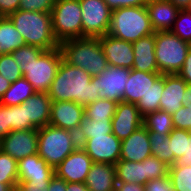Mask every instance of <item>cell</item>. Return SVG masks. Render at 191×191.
<instances>
[{
  "mask_svg": "<svg viewBox=\"0 0 191 191\" xmlns=\"http://www.w3.org/2000/svg\"><path fill=\"white\" fill-rule=\"evenodd\" d=\"M47 93L52 101H73L83 106L99 99L96 77L63 59Z\"/></svg>",
  "mask_w": 191,
  "mask_h": 191,
  "instance_id": "cell-1",
  "label": "cell"
},
{
  "mask_svg": "<svg viewBox=\"0 0 191 191\" xmlns=\"http://www.w3.org/2000/svg\"><path fill=\"white\" fill-rule=\"evenodd\" d=\"M59 48L66 63L80 67L92 77L99 75L108 67L99 37L64 40L59 43Z\"/></svg>",
  "mask_w": 191,
  "mask_h": 191,
  "instance_id": "cell-2",
  "label": "cell"
},
{
  "mask_svg": "<svg viewBox=\"0 0 191 191\" xmlns=\"http://www.w3.org/2000/svg\"><path fill=\"white\" fill-rule=\"evenodd\" d=\"M15 28L23 36L26 45L44 50L59 48L52 32L51 12L17 10L8 16Z\"/></svg>",
  "mask_w": 191,
  "mask_h": 191,
  "instance_id": "cell-3",
  "label": "cell"
},
{
  "mask_svg": "<svg viewBox=\"0 0 191 191\" xmlns=\"http://www.w3.org/2000/svg\"><path fill=\"white\" fill-rule=\"evenodd\" d=\"M154 33L146 6L122 7L112 11L107 33L110 36L133 43Z\"/></svg>",
  "mask_w": 191,
  "mask_h": 191,
  "instance_id": "cell-4",
  "label": "cell"
},
{
  "mask_svg": "<svg viewBox=\"0 0 191 191\" xmlns=\"http://www.w3.org/2000/svg\"><path fill=\"white\" fill-rule=\"evenodd\" d=\"M79 146L76 132L51 125L38 129L37 154L53 168Z\"/></svg>",
  "mask_w": 191,
  "mask_h": 191,
  "instance_id": "cell-5",
  "label": "cell"
},
{
  "mask_svg": "<svg viewBox=\"0 0 191 191\" xmlns=\"http://www.w3.org/2000/svg\"><path fill=\"white\" fill-rule=\"evenodd\" d=\"M191 44L171 31L155 32V56L159 73L178 74L184 65Z\"/></svg>",
  "mask_w": 191,
  "mask_h": 191,
  "instance_id": "cell-6",
  "label": "cell"
},
{
  "mask_svg": "<svg viewBox=\"0 0 191 191\" xmlns=\"http://www.w3.org/2000/svg\"><path fill=\"white\" fill-rule=\"evenodd\" d=\"M52 32L58 43L83 37L79 0H57L51 10Z\"/></svg>",
  "mask_w": 191,
  "mask_h": 191,
  "instance_id": "cell-7",
  "label": "cell"
},
{
  "mask_svg": "<svg viewBox=\"0 0 191 191\" xmlns=\"http://www.w3.org/2000/svg\"><path fill=\"white\" fill-rule=\"evenodd\" d=\"M60 48L45 50L22 73L35 92H48L62 61Z\"/></svg>",
  "mask_w": 191,
  "mask_h": 191,
  "instance_id": "cell-8",
  "label": "cell"
},
{
  "mask_svg": "<svg viewBox=\"0 0 191 191\" xmlns=\"http://www.w3.org/2000/svg\"><path fill=\"white\" fill-rule=\"evenodd\" d=\"M83 37H101L108 33L112 10L104 0H79Z\"/></svg>",
  "mask_w": 191,
  "mask_h": 191,
  "instance_id": "cell-9",
  "label": "cell"
},
{
  "mask_svg": "<svg viewBox=\"0 0 191 191\" xmlns=\"http://www.w3.org/2000/svg\"><path fill=\"white\" fill-rule=\"evenodd\" d=\"M38 129L10 131L0 140V150L17 162L37 154Z\"/></svg>",
  "mask_w": 191,
  "mask_h": 191,
  "instance_id": "cell-10",
  "label": "cell"
},
{
  "mask_svg": "<svg viewBox=\"0 0 191 191\" xmlns=\"http://www.w3.org/2000/svg\"><path fill=\"white\" fill-rule=\"evenodd\" d=\"M93 162L116 164L120 160L121 140L113 133L90 136L81 145Z\"/></svg>",
  "mask_w": 191,
  "mask_h": 191,
  "instance_id": "cell-11",
  "label": "cell"
},
{
  "mask_svg": "<svg viewBox=\"0 0 191 191\" xmlns=\"http://www.w3.org/2000/svg\"><path fill=\"white\" fill-rule=\"evenodd\" d=\"M130 74V69L108 66L96 77L99 99H109L119 103L123 101L125 83Z\"/></svg>",
  "mask_w": 191,
  "mask_h": 191,
  "instance_id": "cell-12",
  "label": "cell"
},
{
  "mask_svg": "<svg viewBox=\"0 0 191 191\" xmlns=\"http://www.w3.org/2000/svg\"><path fill=\"white\" fill-rule=\"evenodd\" d=\"M92 163L90 156L79 146L54 168V173L68 183H84Z\"/></svg>",
  "mask_w": 191,
  "mask_h": 191,
  "instance_id": "cell-13",
  "label": "cell"
},
{
  "mask_svg": "<svg viewBox=\"0 0 191 191\" xmlns=\"http://www.w3.org/2000/svg\"><path fill=\"white\" fill-rule=\"evenodd\" d=\"M84 117L83 105L73 101H52L49 125L76 132Z\"/></svg>",
  "mask_w": 191,
  "mask_h": 191,
  "instance_id": "cell-14",
  "label": "cell"
},
{
  "mask_svg": "<svg viewBox=\"0 0 191 191\" xmlns=\"http://www.w3.org/2000/svg\"><path fill=\"white\" fill-rule=\"evenodd\" d=\"M142 125L143 117L136 104L124 101L117 103L116 111L112 118V133L118 139L123 140L127 138Z\"/></svg>",
  "mask_w": 191,
  "mask_h": 191,
  "instance_id": "cell-15",
  "label": "cell"
},
{
  "mask_svg": "<svg viewBox=\"0 0 191 191\" xmlns=\"http://www.w3.org/2000/svg\"><path fill=\"white\" fill-rule=\"evenodd\" d=\"M108 66L132 69L134 52L131 42L120 40L106 34L99 37Z\"/></svg>",
  "mask_w": 191,
  "mask_h": 191,
  "instance_id": "cell-16",
  "label": "cell"
},
{
  "mask_svg": "<svg viewBox=\"0 0 191 191\" xmlns=\"http://www.w3.org/2000/svg\"><path fill=\"white\" fill-rule=\"evenodd\" d=\"M151 156L149 131L143 125L130 136L121 140L120 160L141 162Z\"/></svg>",
  "mask_w": 191,
  "mask_h": 191,
  "instance_id": "cell-17",
  "label": "cell"
},
{
  "mask_svg": "<svg viewBox=\"0 0 191 191\" xmlns=\"http://www.w3.org/2000/svg\"><path fill=\"white\" fill-rule=\"evenodd\" d=\"M146 8L155 32L170 31L180 11L168 0H148Z\"/></svg>",
  "mask_w": 191,
  "mask_h": 191,
  "instance_id": "cell-18",
  "label": "cell"
},
{
  "mask_svg": "<svg viewBox=\"0 0 191 191\" xmlns=\"http://www.w3.org/2000/svg\"><path fill=\"white\" fill-rule=\"evenodd\" d=\"M51 103L47 92H36L25 101L26 121H30V129L49 125Z\"/></svg>",
  "mask_w": 191,
  "mask_h": 191,
  "instance_id": "cell-19",
  "label": "cell"
},
{
  "mask_svg": "<svg viewBox=\"0 0 191 191\" xmlns=\"http://www.w3.org/2000/svg\"><path fill=\"white\" fill-rule=\"evenodd\" d=\"M84 184L89 191H114L117 188L115 165L93 162Z\"/></svg>",
  "mask_w": 191,
  "mask_h": 191,
  "instance_id": "cell-20",
  "label": "cell"
},
{
  "mask_svg": "<svg viewBox=\"0 0 191 191\" xmlns=\"http://www.w3.org/2000/svg\"><path fill=\"white\" fill-rule=\"evenodd\" d=\"M160 75L161 73L159 72H144L131 69L129 78L125 83L123 101L137 104L140 98L147 94L154 81Z\"/></svg>",
  "mask_w": 191,
  "mask_h": 191,
  "instance_id": "cell-21",
  "label": "cell"
},
{
  "mask_svg": "<svg viewBox=\"0 0 191 191\" xmlns=\"http://www.w3.org/2000/svg\"><path fill=\"white\" fill-rule=\"evenodd\" d=\"M187 83L178 75H164V90L160 98V110L173 114L183 106L182 98Z\"/></svg>",
  "mask_w": 191,
  "mask_h": 191,
  "instance_id": "cell-22",
  "label": "cell"
},
{
  "mask_svg": "<svg viewBox=\"0 0 191 191\" xmlns=\"http://www.w3.org/2000/svg\"><path fill=\"white\" fill-rule=\"evenodd\" d=\"M18 181L51 180L54 168L38 154L27 156L17 162Z\"/></svg>",
  "mask_w": 191,
  "mask_h": 191,
  "instance_id": "cell-23",
  "label": "cell"
},
{
  "mask_svg": "<svg viewBox=\"0 0 191 191\" xmlns=\"http://www.w3.org/2000/svg\"><path fill=\"white\" fill-rule=\"evenodd\" d=\"M134 62L132 69L159 72L155 56V33L132 43Z\"/></svg>",
  "mask_w": 191,
  "mask_h": 191,
  "instance_id": "cell-24",
  "label": "cell"
},
{
  "mask_svg": "<svg viewBox=\"0 0 191 191\" xmlns=\"http://www.w3.org/2000/svg\"><path fill=\"white\" fill-rule=\"evenodd\" d=\"M26 43L8 17H0V55L11 54Z\"/></svg>",
  "mask_w": 191,
  "mask_h": 191,
  "instance_id": "cell-25",
  "label": "cell"
},
{
  "mask_svg": "<svg viewBox=\"0 0 191 191\" xmlns=\"http://www.w3.org/2000/svg\"><path fill=\"white\" fill-rule=\"evenodd\" d=\"M117 183L146 184L145 163L119 160L115 164Z\"/></svg>",
  "mask_w": 191,
  "mask_h": 191,
  "instance_id": "cell-26",
  "label": "cell"
},
{
  "mask_svg": "<svg viewBox=\"0 0 191 191\" xmlns=\"http://www.w3.org/2000/svg\"><path fill=\"white\" fill-rule=\"evenodd\" d=\"M35 93L33 86L24 77H21L10 84L2 96L0 104L4 106L20 105Z\"/></svg>",
  "mask_w": 191,
  "mask_h": 191,
  "instance_id": "cell-27",
  "label": "cell"
},
{
  "mask_svg": "<svg viewBox=\"0 0 191 191\" xmlns=\"http://www.w3.org/2000/svg\"><path fill=\"white\" fill-rule=\"evenodd\" d=\"M110 133H112V119L95 120L85 117L76 131L79 145L90 138V136H104Z\"/></svg>",
  "mask_w": 191,
  "mask_h": 191,
  "instance_id": "cell-28",
  "label": "cell"
},
{
  "mask_svg": "<svg viewBox=\"0 0 191 191\" xmlns=\"http://www.w3.org/2000/svg\"><path fill=\"white\" fill-rule=\"evenodd\" d=\"M164 90V75L161 74L150 87L144 97H141L136 106L142 117L160 110V98Z\"/></svg>",
  "mask_w": 191,
  "mask_h": 191,
  "instance_id": "cell-29",
  "label": "cell"
},
{
  "mask_svg": "<svg viewBox=\"0 0 191 191\" xmlns=\"http://www.w3.org/2000/svg\"><path fill=\"white\" fill-rule=\"evenodd\" d=\"M143 126L149 132H157L161 135H169L174 129L171 114L162 110L144 116Z\"/></svg>",
  "mask_w": 191,
  "mask_h": 191,
  "instance_id": "cell-30",
  "label": "cell"
},
{
  "mask_svg": "<svg viewBox=\"0 0 191 191\" xmlns=\"http://www.w3.org/2000/svg\"><path fill=\"white\" fill-rule=\"evenodd\" d=\"M149 142L152 156L165 162L168 166L174 164V153H171L169 135H161L157 132H149Z\"/></svg>",
  "mask_w": 191,
  "mask_h": 191,
  "instance_id": "cell-31",
  "label": "cell"
},
{
  "mask_svg": "<svg viewBox=\"0 0 191 191\" xmlns=\"http://www.w3.org/2000/svg\"><path fill=\"white\" fill-rule=\"evenodd\" d=\"M117 102L109 99H97L84 106V115L87 119H112L116 111Z\"/></svg>",
  "mask_w": 191,
  "mask_h": 191,
  "instance_id": "cell-32",
  "label": "cell"
},
{
  "mask_svg": "<svg viewBox=\"0 0 191 191\" xmlns=\"http://www.w3.org/2000/svg\"><path fill=\"white\" fill-rule=\"evenodd\" d=\"M168 175L175 191H191V166L173 164Z\"/></svg>",
  "mask_w": 191,
  "mask_h": 191,
  "instance_id": "cell-33",
  "label": "cell"
},
{
  "mask_svg": "<svg viewBox=\"0 0 191 191\" xmlns=\"http://www.w3.org/2000/svg\"><path fill=\"white\" fill-rule=\"evenodd\" d=\"M0 183L18 184L17 161L0 150Z\"/></svg>",
  "mask_w": 191,
  "mask_h": 191,
  "instance_id": "cell-34",
  "label": "cell"
},
{
  "mask_svg": "<svg viewBox=\"0 0 191 191\" xmlns=\"http://www.w3.org/2000/svg\"><path fill=\"white\" fill-rule=\"evenodd\" d=\"M45 50L33 46V45H25L21 46L20 48L13 51L11 54L14 58V60L17 62V64L20 67L21 72L23 73L33 61L38 59V57L44 52Z\"/></svg>",
  "mask_w": 191,
  "mask_h": 191,
  "instance_id": "cell-35",
  "label": "cell"
},
{
  "mask_svg": "<svg viewBox=\"0 0 191 191\" xmlns=\"http://www.w3.org/2000/svg\"><path fill=\"white\" fill-rule=\"evenodd\" d=\"M173 34L191 44V10H180L170 30Z\"/></svg>",
  "mask_w": 191,
  "mask_h": 191,
  "instance_id": "cell-36",
  "label": "cell"
},
{
  "mask_svg": "<svg viewBox=\"0 0 191 191\" xmlns=\"http://www.w3.org/2000/svg\"><path fill=\"white\" fill-rule=\"evenodd\" d=\"M0 75L11 83L23 77L20 67L12 54L0 55Z\"/></svg>",
  "mask_w": 191,
  "mask_h": 191,
  "instance_id": "cell-37",
  "label": "cell"
},
{
  "mask_svg": "<svg viewBox=\"0 0 191 191\" xmlns=\"http://www.w3.org/2000/svg\"><path fill=\"white\" fill-rule=\"evenodd\" d=\"M189 138V131L174 128L169 134V141L171 142V153H174V164L177 159L186 153L187 139Z\"/></svg>",
  "mask_w": 191,
  "mask_h": 191,
  "instance_id": "cell-38",
  "label": "cell"
},
{
  "mask_svg": "<svg viewBox=\"0 0 191 191\" xmlns=\"http://www.w3.org/2000/svg\"><path fill=\"white\" fill-rule=\"evenodd\" d=\"M143 162L145 163L146 183L149 180L167 176L169 173V166L154 156L144 159Z\"/></svg>",
  "mask_w": 191,
  "mask_h": 191,
  "instance_id": "cell-39",
  "label": "cell"
},
{
  "mask_svg": "<svg viewBox=\"0 0 191 191\" xmlns=\"http://www.w3.org/2000/svg\"><path fill=\"white\" fill-rule=\"evenodd\" d=\"M11 131L29 130L30 121H26L25 102L20 105L9 106Z\"/></svg>",
  "mask_w": 191,
  "mask_h": 191,
  "instance_id": "cell-40",
  "label": "cell"
},
{
  "mask_svg": "<svg viewBox=\"0 0 191 191\" xmlns=\"http://www.w3.org/2000/svg\"><path fill=\"white\" fill-rule=\"evenodd\" d=\"M171 117L174 128L191 131V106L183 105Z\"/></svg>",
  "mask_w": 191,
  "mask_h": 191,
  "instance_id": "cell-41",
  "label": "cell"
},
{
  "mask_svg": "<svg viewBox=\"0 0 191 191\" xmlns=\"http://www.w3.org/2000/svg\"><path fill=\"white\" fill-rule=\"evenodd\" d=\"M53 0H20L18 9L24 11L51 12Z\"/></svg>",
  "mask_w": 191,
  "mask_h": 191,
  "instance_id": "cell-42",
  "label": "cell"
},
{
  "mask_svg": "<svg viewBox=\"0 0 191 191\" xmlns=\"http://www.w3.org/2000/svg\"><path fill=\"white\" fill-rule=\"evenodd\" d=\"M144 188L145 191H175L169 175L149 180Z\"/></svg>",
  "mask_w": 191,
  "mask_h": 191,
  "instance_id": "cell-43",
  "label": "cell"
},
{
  "mask_svg": "<svg viewBox=\"0 0 191 191\" xmlns=\"http://www.w3.org/2000/svg\"><path fill=\"white\" fill-rule=\"evenodd\" d=\"M51 180L18 181V191H47Z\"/></svg>",
  "mask_w": 191,
  "mask_h": 191,
  "instance_id": "cell-44",
  "label": "cell"
},
{
  "mask_svg": "<svg viewBox=\"0 0 191 191\" xmlns=\"http://www.w3.org/2000/svg\"><path fill=\"white\" fill-rule=\"evenodd\" d=\"M113 11L122 7L146 6L148 0H104Z\"/></svg>",
  "mask_w": 191,
  "mask_h": 191,
  "instance_id": "cell-45",
  "label": "cell"
},
{
  "mask_svg": "<svg viewBox=\"0 0 191 191\" xmlns=\"http://www.w3.org/2000/svg\"><path fill=\"white\" fill-rule=\"evenodd\" d=\"M11 131V123L9 118V106L0 104V140L3 139Z\"/></svg>",
  "mask_w": 191,
  "mask_h": 191,
  "instance_id": "cell-46",
  "label": "cell"
},
{
  "mask_svg": "<svg viewBox=\"0 0 191 191\" xmlns=\"http://www.w3.org/2000/svg\"><path fill=\"white\" fill-rule=\"evenodd\" d=\"M20 0H0V17H8L18 10Z\"/></svg>",
  "mask_w": 191,
  "mask_h": 191,
  "instance_id": "cell-47",
  "label": "cell"
},
{
  "mask_svg": "<svg viewBox=\"0 0 191 191\" xmlns=\"http://www.w3.org/2000/svg\"><path fill=\"white\" fill-rule=\"evenodd\" d=\"M178 75L187 83L191 85V48L187 53L184 65Z\"/></svg>",
  "mask_w": 191,
  "mask_h": 191,
  "instance_id": "cell-48",
  "label": "cell"
},
{
  "mask_svg": "<svg viewBox=\"0 0 191 191\" xmlns=\"http://www.w3.org/2000/svg\"><path fill=\"white\" fill-rule=\"evenodd\" d=\"M175 164L191 166V131H189V138L187 139L186 153H183V156L177 159Z\"/></svg>",
  "mask_w": 191,
  "mask_h": 191,
  "instance_id": "cell-49",
  "label": "cell"
},
{
  "mask_svg": "<svg viewBox=\"0 0 191 191\" xmlns=\"http://www.w3.org/2000/svg\"><path fill=\"white\" fill-rule=\"evenodd\" d=\"M47 191H66V181L54 175L51 178Z\"/></svg>",
  "mask_w": 191,
  "mask_h": 191,
  "instance_id": "cell-50",
  "label": "cell"
},
{
  "mask_svg": "<svg viewBox=\"0 0 191 191\" xmlns=\"http://www.w3.org/2000/svg\"><path fill=\"white\" fill-rule=\"evenodd\" d=\"M114 191H145L144 185L137 183H117Z\"/></svg>",
  "mask_w": 191,
  "mask_h": 191,
  "instance_id": "cell-51",
  "label": "cell"
},
{
  "mask_svg": "<svg viewBox=\"0 0 191 191\" xmlns=\"http://www.w3.org/2000/svg\"><path fill=\"white\" fill-rule=\"evenodd\" d=\"M66 191H89L84 183L66 182Z\"/></svg>",
  "mask_w": 191,
  "mask_h": 191,
  "instance_id": "cell-52",
  "label": "cell"
},
{
  "mask_svg": "<svg viewBox=\"0 0 191 191\" xmlns=\"http://www.w3.org/2000/svg\"><path fill=\"white\" fill-rule=\"evenodd\" d=\"M168 1L171 2L175 7L179 8L180 10L191 8V0H168Z\"/></svg>",
  "mask_w": 191,
  "mask_h": 191,
  "instance_id": "cell-53",
  "label": "cell"
},
{
  "mask_svg": "<svg viewBox=\"0 0 191 191\" xmlns=\"http://www.w3.org/2000/svg\"><path fill=\"white\" fill-rule=\"evenodd\" d=\"M182 104L186 106H191V85L187 84L185 92L182 98Z\"/></svg>",
  "mask_w": 191,
  "mask_h": 191,
  "instance_id": "cell-54",
  "label": "cell"
},
{
  "mask_svg": "<svg viewBox=\"0 0 191 191\" xmlns=\"http://www.w3.org/2000/svg\"><path fill=\"white\" fill-rule=\"evenodd\" d=\"M10 84V81H8L6 78L0 75V100L4 93L7 91V89L10 87Z\"/></svg>",
  "mask_w": 191,
  "mask_h": 191,
  "instance_id": "cell-55",
  "label": "cell"
},
{
  "mask_svg": "<svg viewBox=\"0 0 191 191\" xmlns=\"http://www.w3.org/2000/svg\"><path fill=\"white\" fill-rule=\"evenodd\" d=\"M18 184H3L0 183V191H14Z\"/></svg>",
  "mask_w": 191,
  "mask_h": 191,
  "instance_id": "cell-56",
  "label": "cell"
}]
</instances>
